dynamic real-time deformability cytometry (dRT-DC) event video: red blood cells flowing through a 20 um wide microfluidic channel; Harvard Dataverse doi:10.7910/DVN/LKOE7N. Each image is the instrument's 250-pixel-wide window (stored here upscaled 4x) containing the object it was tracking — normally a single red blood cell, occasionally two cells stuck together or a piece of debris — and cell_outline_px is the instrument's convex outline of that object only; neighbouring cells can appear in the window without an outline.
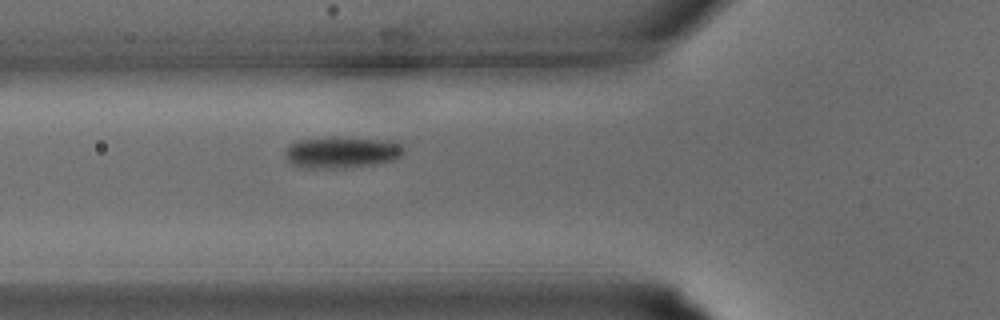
{"species": "common noctule bat (a hibernating species)", "species_latin": "Nyctalus noctula", "temperature_condition": "warm", "stored_images_in_passage": 21, "camera_frame_rate_fps": 3000, "um_per_image_px": 0.085, "animal": {"sex": "male", "body_mass_g": 15.6}, "frame": {"image": 1, "passage_image": 2, "time_ms": 0.333, "image_size_px": [1000, 320], "cell_outline_px": [[404, 152], [396, 160], [380, 164], [348, 168], [300, 168], [292, 164], [288, 160], [284, 152], [292, 144], [300, 140], [328, 136], [336, 136], [388, 140], [400, 144], [404, 148]], "centroid_in_image_um": [29.09, 12.95], "position_along_channel_um": 96.7, "area_um2": 22.25}}
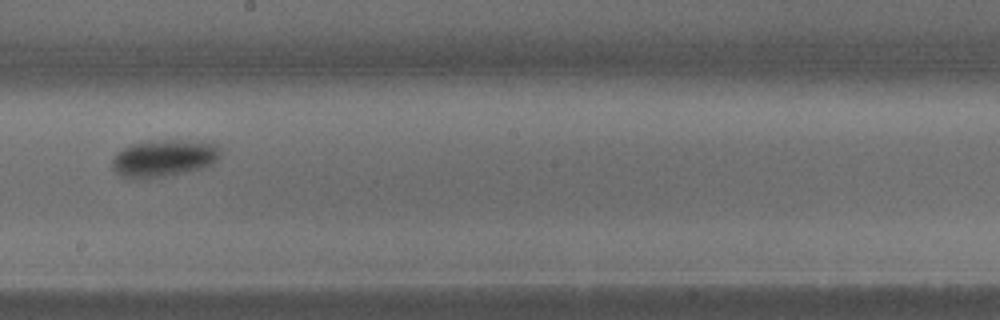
{"frame": {"image": 2, "passage_image": 9, "time_ms": 2.667, "image_size_px": [1000, 320], "cell_outline_px": [[220, 156], [212, 164], [200, 168], [164, 176], [140, 180], [124, 180], [112, 168], [112, 160], [116, 152], [132, 144], [148, 140], [184, 140], [216, 144], [220, 148]], "centroid_in_image_um": [13.85, 13.46], "position_along_channel_um": 234.4, "area_um2": 23.64}}
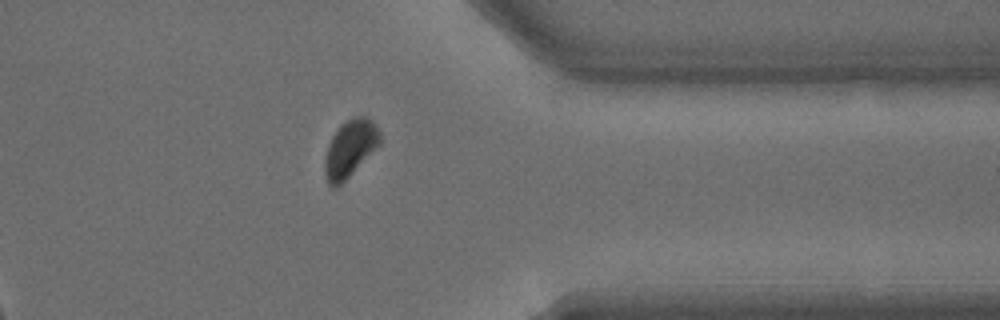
{"frame": {"image": 3, "passage_image": 17, "time_ms": 5.333, "image_size_px": [1000, 320], "cell_outline_px": [[380, 144], [336, 188], [332, 188], [328, 184], [324, 172], [324, 160], [328, 144], [332, 136], [340, 124], [344, 120], [352, 116], [368, 116], [372, 120], [380, 132]], "centroid_in_image_um": [29.73, 12.58], "position_along_channel_um": 381.7, "area_um2": 18.32}}